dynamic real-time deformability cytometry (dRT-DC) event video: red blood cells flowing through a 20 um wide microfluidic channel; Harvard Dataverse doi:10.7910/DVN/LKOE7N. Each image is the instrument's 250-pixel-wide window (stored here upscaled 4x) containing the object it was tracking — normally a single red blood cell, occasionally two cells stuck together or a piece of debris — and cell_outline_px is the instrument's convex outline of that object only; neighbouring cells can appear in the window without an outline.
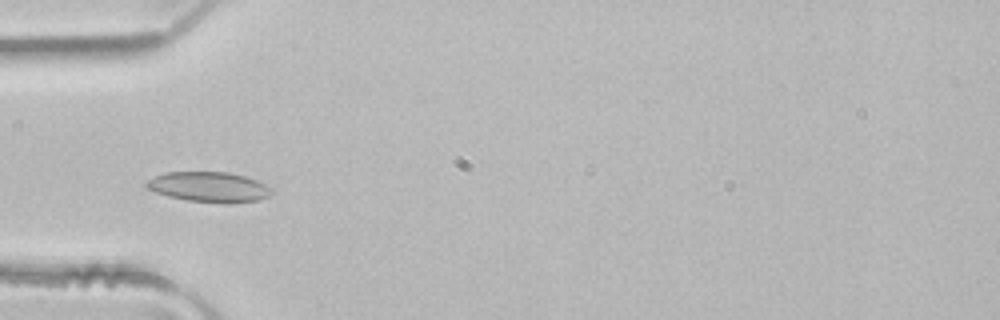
{"species": "common noctule bat (a hibernating species)", "species_latin": "Nyctalus noctula", "temperature_condition": "room temperature", "stored_images_in_passage": 3, "camera_frame_rate_fps": 3000, "um_per_image_px": 0.085, "animal": {"sex": "male", "body_mass_g": 21.5, "forearm_length_mm": 52.0}, "frame": {"image": 1, "passage_image": 3, "time_ms": 0.667, "image_size_px": [1000, 320], "cell_outline_px": [[276, 188], [268, 196], [256, 200], [228, 204], [188, 200], [168, 196], [156, 192], [148, 188], [144, 184], [152, 176], [164, 172], [228, 172], [244, 176], [256, 180]], "centroid_in_image_um": [17.78, 15.89], "position_along_channel_um": 67.2, "area_um2": 22.14}}